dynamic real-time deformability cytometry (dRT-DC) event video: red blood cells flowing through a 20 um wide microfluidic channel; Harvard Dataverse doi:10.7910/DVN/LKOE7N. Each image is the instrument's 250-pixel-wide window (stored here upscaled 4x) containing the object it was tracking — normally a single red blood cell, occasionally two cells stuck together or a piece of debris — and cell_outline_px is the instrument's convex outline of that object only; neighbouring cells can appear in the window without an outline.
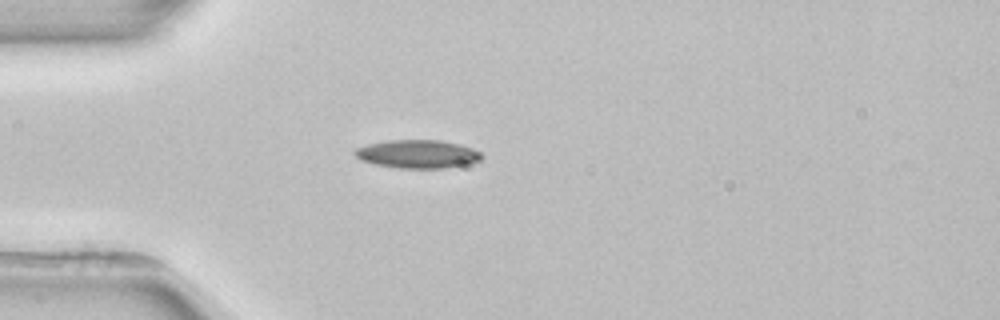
{"species": "common noctule bat (a hibernating species)", "species_latin": "Nyctalus noctula", "temperature_condition": "room temperature", "stored_images_in_passage": 3, "camera_frame_rate_fps": 3000, "um_per_image_px": 0.085, "animal": {"sex": "female", "body_mass_g": 22.7, "forearm_length_mm": 54.2}, "frame": {"image": 1, "passage_image": 3, "time_ms": 2.667, "image_size_px": [1000, 320], "cell_outline_px": [[484, 156], [480, 160], [468, 164], [444, 168], [396, 168], [376, 164], [360, 160], [352, 152], [356, 148], [368, 144], [388, 140], [440, 140], [460, 144], [472, 148], [480, 152]], "centroid_in_image_um": [35.5, 13.09], "position_along_channel_um": 49.5, "area_um2": 20.98}}